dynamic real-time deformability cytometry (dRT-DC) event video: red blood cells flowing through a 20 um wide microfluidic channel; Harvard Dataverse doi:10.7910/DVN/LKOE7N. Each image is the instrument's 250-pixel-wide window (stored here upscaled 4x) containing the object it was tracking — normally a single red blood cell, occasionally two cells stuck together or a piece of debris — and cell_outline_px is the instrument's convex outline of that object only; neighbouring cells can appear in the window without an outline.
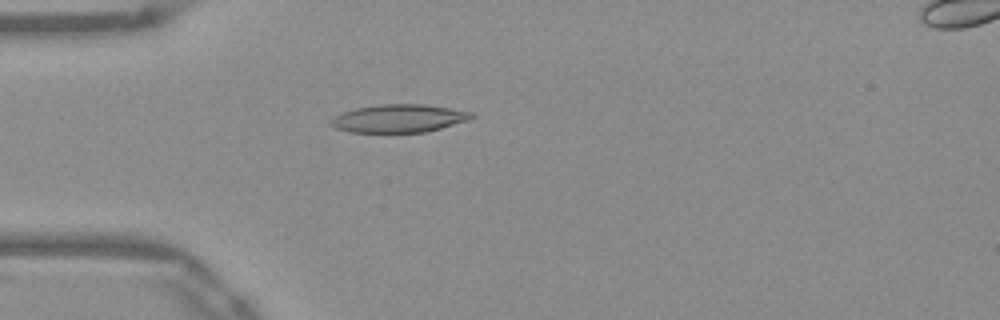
{"species": "Egyptian fruit bat (a non-hibernating species)", "species_latin": "Rousettus aegyptiacus", "temperature_condition": "warm", "stored_images_in_passage": 40, "camera_frame_rate_fps": 3000, "um_per_image_px": 0.085, "frame": {"image": 1, "passage_image": 3, "time_ms": 0.667, "image_size_px": [1000, 320], "cell_outline_px": [[476, 116], [468, 120], [440, 128], [424, 132], [352, 132], [336, 128], [328, 124], [328, 120], [344, 112], [356, 108], [380, 104], [424, 104], [472, 112]], "centroid_in_image_um": [33.89, 10.06], "position_along_channel_um": 51.1, "area_um2": 22.77}}
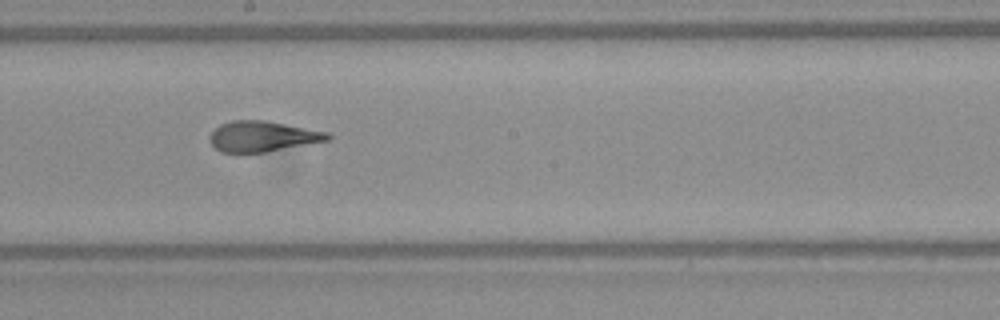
{"frame": {"image": 2, "passage_image": 17, "time_ms": 5.333, "image_size_px": [1000, 320], "cell_outline_px": [[332, 136], [328, 140], [264, 152], [220, 152], [208, 140], [208, 136], [220, 124], [232, 120], [264, 120], [328, 132]], "centroid_in_image_um": [22.28, 11.58], "position_along_channel_um": 225.9, "area_um2": 20.75}}
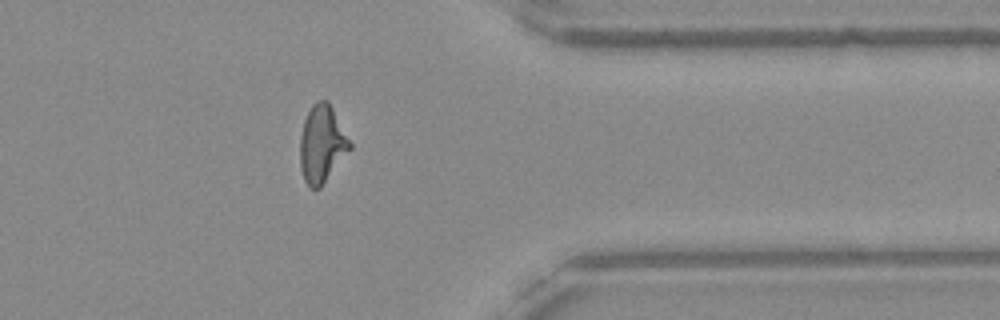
{"frame": {"image": 3, "passage_image": 30, "time_ms": 9.667, "image_size_px": [1000, 320], "cell_outline_px": [[352, 148], [320, 188], [308, 188], [304, 180], [300, 168], [300, 136], [304, 120], [312, 104], [316, 100], [328, 100], [352, 144]], "centroid_in_image_um": [27.36, 12.25], "position_along_channel_um": 384.0, "area_um2": 22.54}, "authors_computed_cell_mechanics": {"area_um2": 21.8484, "velocity_mm_per_s": 3.9451, "shape_relaxation_time_tau1_ms": 11.3768, "shape_relaxation_time_tau2_ms": 1.0179, "deformation_change_tau1": 0.3287, "deformation_change_tau2": 0.0862}}